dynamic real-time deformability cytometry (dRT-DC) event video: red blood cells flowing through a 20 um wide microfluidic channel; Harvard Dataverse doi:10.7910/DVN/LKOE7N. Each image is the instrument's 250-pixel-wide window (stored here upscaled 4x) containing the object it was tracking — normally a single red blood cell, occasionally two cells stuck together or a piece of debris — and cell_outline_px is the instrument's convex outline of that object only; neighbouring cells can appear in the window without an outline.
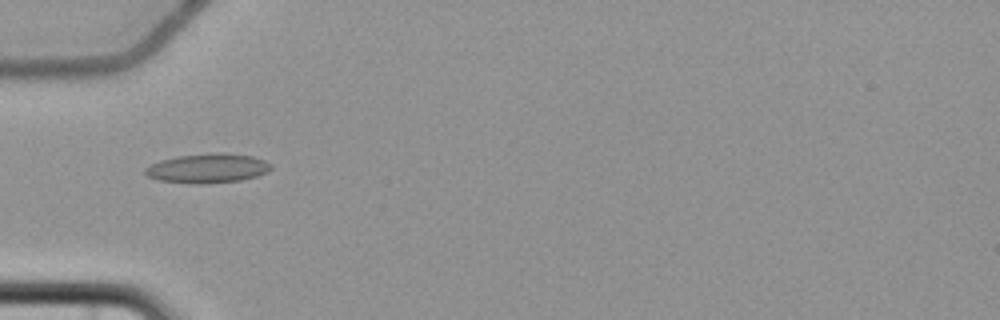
{"species": "common noctule bat (a hibernating species)", "species_latin": "Nyctalus noctula", "temperature_condition": "cold", "stored_images_in_passage": 6, "camera_frame_rate_fps": 3000, "um_per_image_px": 0.085, "animal": {"sex": "female", "body_mass_g": 22.7, "forearm_length_mm": 54.2}, "frame": {"image": 1, "passage_image": 5, "time_ms": 5.667, "image_size_px": [1000, 320], "cell_outline_px": [[272, 168], [268, 172], [256, 176], [240, 180], [200, 184], [192, 184], [160, 180], [148, 176], [144, 172], [144, 168], [160, 160], [176, 156], [252, 156], [264, 160], [272, 164]], "centroid_in_image_um": [17.62, 14.36], "position_along_channel_um": 67.4, "area_um2": 20.4}}
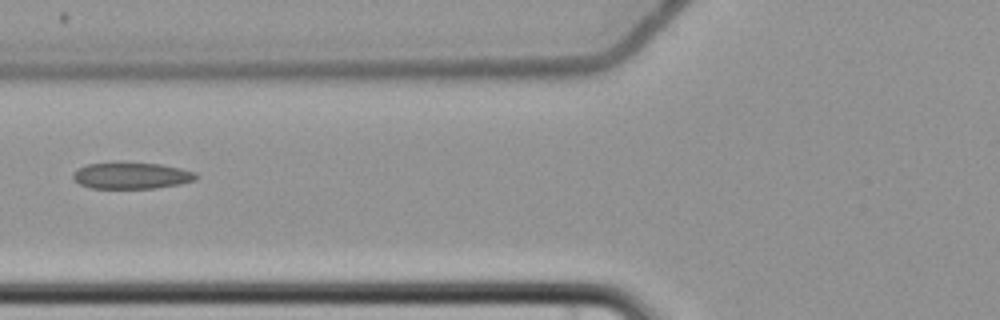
{"frame": {"image": 2, "passage_image": 6, "time_ms": 7.0, "image_size_px": [1000, 320], "cell_outline_px": [[200, 176], [196, 180], [180, 184], [156, 188], [92, 188], [80, 184], [72, 176], [72, 172], [76, 168], [88, 164], [160, 164], [180, 168], [196, 172]], "centroid_in_image_um": [11.22, 14.95], "position_along_channel_um": 114.6, "area_um2": 18.61}}